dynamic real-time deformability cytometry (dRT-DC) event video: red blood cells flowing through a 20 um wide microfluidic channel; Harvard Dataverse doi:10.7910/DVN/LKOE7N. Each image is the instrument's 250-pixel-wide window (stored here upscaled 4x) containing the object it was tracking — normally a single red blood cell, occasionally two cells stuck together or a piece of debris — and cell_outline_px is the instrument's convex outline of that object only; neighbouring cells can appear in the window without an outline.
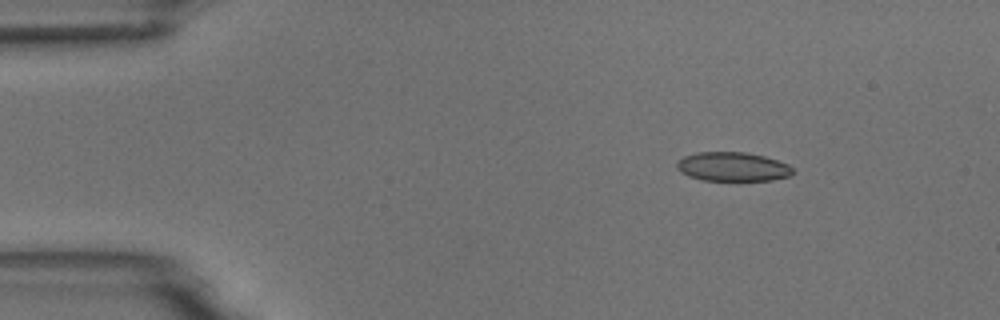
{"species": "common noctule bat (a hibernating species)", "species_latin": "Nyctalus noctula", "temperature_condition": "room temperature", "stored_images_in_passage": 7, "camera_frame_rate_fps": 3000, "um_per_image_px": 0.085, "animal": {"sex": "male", "body_mass_g": 18.8}, "frame": {"image": 1, "passage_image": 3, "time_ms": 2.333, "image_size_px": [1000, 320], "cell_outline_px": [[792, 172], [788, 176], [772, 180], [704, 180], [688, 176], [680, 172], [676, 168], [676, 164], [684, 156], [696, 152], [748, 152], [764, 156], [788, 164], [792, 168]], "centroid_in_image_um": [62.24, 14.16], "position_along_channel_um": 22.8, "area_um2": 19.54}}
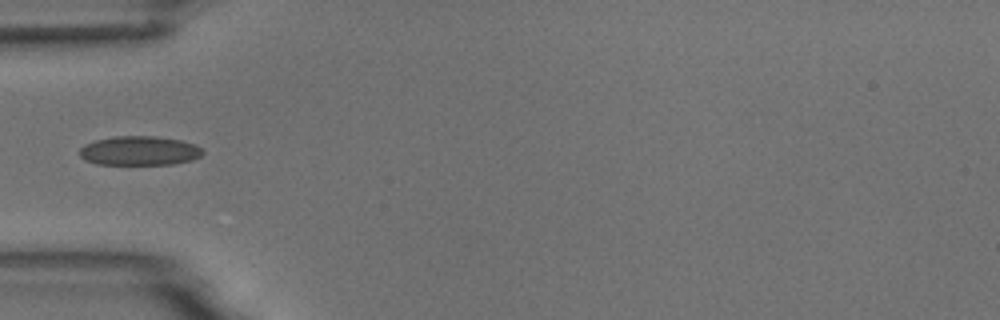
{"frame": {"image": 2, "passage_image": 6, "time_ms": 5.667, "image_size_px": [1000, 320], "cell_outline_px": [[204, 152], [200, 156], [192, 160], [172, 164], [96, 164], [84, 160], [80, 156], [80, 148], [84, 144], [96, 140], [112, 136], [156, 136], [180, 140], [196, 144]], "centroid_in_image_um": [11.83, 12.81], "position_along_channel_um": 73.2, "area_um2": 21.04}}